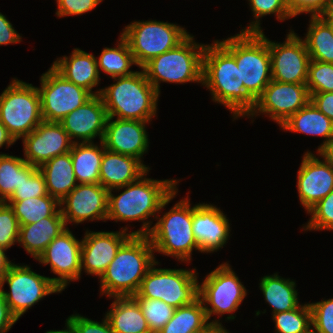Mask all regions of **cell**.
<instances>
[{"label": "cell", "mask_w": 333, "mask_h": 333, "mask_svg": "<svg viewBox=\"0 0 333 333\" xmlns=\"http://www.w3.org/2000/svg\"><path fill=\"white\" fill-rule=\"evenodd\" d=\"M148 173L149 170L136 181L109 190L106 221H143L140 229L131 232L132 235H148L153 223L148 218L156 219V213H160L178 193L179 179L156 180L147 178ZM122 189L125 190L118 195L112 193Z\"/></svg>", "instance_id": "6da1fadb"}, {"label": "cell", "mask_w": 333, "mask_h": 333, "mask_svg": "<svg viewBox=\"0 0 333 333\" xmlns=\"http://www.w3.org/2000/svg\"><path fill=\"white\" fill-rule=\"evenodd\" d=\"M202 85L209 89L212 101L231 111L234 120L247 117L255 107L241 82L235 58L217 40L205 46Z\"/></svg>", "instance_id": "7a4b0ae2"}, {"label": "cell", "mask_w": 333, "mask_h": 333, "mask_svg": "<svg viewBox=\"0 0 333 333\" xmlns=\"http://www.w3.org/2000/svg\"><path fill=\"white\" fill-rule=\"evenodd\" d=\"M148 235H131L99 278L100 295L133 297L150 267L156 262Z\"/></svg>", "instance_id": "3957f363"}, {"label": "cell", "mask_w": 333, "mask_h": 333, "mask_svg": "<svg viewBox=\"0 0 333 333\" xmlns=\"http://www.w3.org/2000/svg\"><path fill=\"white\" fill-rule=\"evenodd\" d=\"M141 70L114 77V84L101 88L100 96L108 117L145 122L156 117L160 95Z\"/></svg>", "instance_id": "277c9868"}, {"label": "cell", "mask_w": 333, "mask_h": 333, "mask_svg": "<svg viewBox=\"0 0 333 333\" xmlns=\"http://www.w3.org/2000/svg\"><path fill=\"white\" fill-rule=\"evenodd\" d=\"M217 41L235 58L245 91L256 101L272 80L270 52L264 32H239Z\"/></svg>", "instance_id": "5b68a950"}, {"label": "cell", "mask_w": 333, "mask_h": 333, "mask_svg": "<svg viewBox=\"0 0 333 333\" xmlns=\"http://www.w3.org/2000/svg\"><path fill=\"white\" fill-rule=\"evenodd\" d=\"M156 220L148 234L154 252L175 257L183 263H190L194 249L198 252L200 249L192 230V206L189 196L176 202L162 217L158 213Z\"/></svg>", "instance_id": "8992f818"}, {"label": "cell", "mask_w": 333, "mask_h": 333, "mask_svg": "<svg viewBox=\"0 0 333 333\" xmlns=\"http://www.w3.org/2000/svg\"><path fill=\"white\" fill-rule=\"evenodd\" d=\"M189 34L175 48L151 59L143 67L147 80L160 95V83L202 85L203 53L206 44L197 43Z\"/></svg>", "instance_id": "52a82bcc"}, {"label": "cell", "mask_w": 333, "mask_h": 333, "mask_svg": "<svg viewBox=\"0 0 333 333\" xmlns=\"http://www.w3.org/2000/svg\"><path fill=\"white\" fill-rule=\"evenodd\" d=\"M42 121L37 87L12 78L0 95V122L17 141L36 129Z\"/></svg>", "instance_id": "ba28073f"}, {"label": "cell", "mask_w": 333, "mask_h": 333, "mask_svg": "<svg viewBox=\"0 0 333 333\" xmlns=\"http://www.w3.org/2000/svg\"><path fill=\"white\" fill-rule=\"evenodd\" d=\"M159 263L156 260L147 271L133 298L158 299L174 308L191 304L198 298L199 276L196 268H156Z\"/></svg>", "instance_id": "9c48e42d"}, {"label": "cell", "mask_w": 333, "mask_h": 333, "mask_svg": "<svg viewBox=\"0 0 333 333\" xmlns=\"http://www.w3.org/2000/svg\"><path fill=\"white\" fill-rule=\"evenodd\" d=\"M189 34L177 23L157 20L133 21L121 33L127 40L139 69L151 59L175 48Z\"/></svg>", "instance_id": "30bf717a"}, {"label": "cell", "mask_w": 333, "mask_h": 333, "mask_svg": "<svg viewBox=\"0 0 333 333\" xmlns=\"http://www.w3.org/2000/svg\"><path fill=\"white\" fill-rule=\"evenodd\" d=\"M247 291L229 262H223L199 283L198 297L203 303L208 320L212 315L219 317L231 313L225 318L231 321L235 319L233 312L239 309Z\"/></svg>", "instance_id": "8fae6325"}, {"label": "cell", "mask_w": 333, "mask_h": 333, "mask_svg": "<svg viewBox=\"0 0 333 333\" xmlns=\"http://www.w3.org/2000/svg\"><path fill=\"white\" fill-rule=\"evenodd\" d=\"M9 291H4V284ZM0 290L11 313L19 320L34 304L44 297L62 290L49 278L32 271L30 266L12 263L2 279Z\"/></svg>", "instance_id": "7c38bea8"}, {"label": "cell", "mask_w": 333, "mask_h": 333, "mask_svg": "<svg viewBox=\"0 0 333 333\" xmlns=\"http://www.w3.org/2000/svg\"><path fill=\"white\" fill-rule=\"evenodd\" d=\"M42 117L44 121L60 122L93 95L83 87L68 81L52 65L40 77Z\"/></svg>", "instance_id": "4fadbf2b"}, {"label": "cell", "mask_w": 333, "mask_h": 333, "mask_svg": "<svg viewBox=\"0 0 333 333\" xmlns=\"http://www.w3.org/2000/svg\"><path fill=\"white\" fill-rule=\"evenodd\" d=\"M272 80L282 83L306 84L310 56L302 37L289 30L283 43L269 40Z\"/></svg>", "instance_id": "5bb4252c"}, {"label": "cell", "mask_w": 333, "mask_h": 333, "mask_svg": "<svg viewBox=\"0 0 333 333\" xmlns=\"http://www.w3.org/2000/svg\"><path fill=\"white\" fill-rule=\"evenodd\" d=\"M309 102L310 94L306 84L271 80L247 117L252 119L261 114L266 115L280 126Z\"/></svg>", "instance_id": "9a60e30c"}, {"label": "cell", "mask_w": 333, "mask_h": 333, "mask_svg": "<svg viewBox=\"0 0 333 333\" xmlns=\"http://www.w3.org/2000/svg\"><path fill=\"white\" fill-rule=\"evenodd\" d=\"M81 244L69 227L46 247L38 257L39 264L50 265L58 277H49L62 291L70 282L81 278Z\"/></svg>", "instance_id": "2e32d148"}, {"label": "cell", "mask_w": 333, "mask_h": 333, "mask_svg": "<svg viewBox=\"0 0 333 333\" xmlns=\"http://www.w3.org/2000/svg\"><path fill=\"white\" fill-rule=\"evenodd\" d=\"M109 190L101 184H78L60 201V209L66 226L87 221L106 222Z\"/></svg>", "instance_id": "e0dca14e"}, {"label": "cell", "mask_w": 333, "mask_h": 333, "mask_svg": "<svg viewBox=\"0 0 333 333\" xmlns=\"http://www.w3.org/2000/svg\"><path fill=\"white\" fill-rule=\"evenodd\" d=\"M317 156L305 152L297 171L299 201L306 212L333 190V166L319 153Z\"/></svg>", "instance_id": "ac0fdd59"}, {"label": "cell", "mask_w": 333, "mask_h": 333, "mask_svg": "<svg viewBox=\"0 0 333 333\" xmlns=\"http://www.w3.org/2000/svg\"><path fill=\"white\" fill-rule=\"evenodd\" d=\"M128 226L119 231L94 232L86 230L81 244V274L100 278L115 258L120 246L132 235Z\"/></svg>", "instance_id": "d6986e66"}, {"label": "cell", "mask_w": 333, "mask_h": 333, "mask_svg": "<svg viewBox=\"0 0 333 333\" xmlns=\"http://www.w3.org/2000/svg\"><path fill=\"white\" fill-rule=\"evenodd\" d=\"M24 160L40 167L52 158L70 152L73 146L60 122L42 121L36 129L22 138Z\"/></svg>", "instance_id": "ffe728a7"}, {"label": "cell", "mask_w": 333, "mask_h": 333, "mask_svg": "<svg viewBox=\"0 0 333 333\" xmlns=\"http://www.w3.org/2000/svg\"><path fill=\"white\" fill-rule=\"evenodd\" d=\"M219 207L197 203L192 207V230L201 253L222 249L230 239V223Z\"/></svg>", "instance_id": "44dd1931"}, {"label": "cell", "mask_w": 333, "mask_h": 333, "mask_svg": "<svg viewBox=\"0 0 333 333\" xmlns=\"http://www.w3.org/2000/svg\"><path fill=\"white\" fill-rule=\"evenodd\" d=\"M149 123L108 117L102 139L104 147L109 151L143 161V155L149 149V138L146 130V124Z\"/></svg>", "instance_id": "7402d4cb"}, {"label": "cell", "mask_w": 333, "mask_h": 333, "mask_svg": "<svg viewBox=\"0 0 333 333\" xmlns=\"http://www.w3.org/2000/svg\"><path fill=\"white\" fill-rule=\"evenodd\" d=\"M107 118L101 96L93 95L82 106L65 116L60 123L73 143H94L96 137L102 141Z\"/></svg>", "instance_id": "603a6c76"}, {"label": "cell", "mask_w": 333, "mask_h": 333, "mask_svg": "<svg viewBox=\"0 0 333 333\" xmlns=\"http://www.w3.org/2000/svg\"><path fill=\"white\" fill-rule=\"evenodd\" d=\"M52 66L68 81L85 88L92 95H100L101 89L92 91L101 81L96 57L92 53L74 48L69 57L57 58Z\"/></svg>", "instance_id": "cb8c5ba5"}, {"label": "cell", "mask_w": 333, "mask_h": 333, "mask_svg": "<svg viewBox=\"0 0 333 333\" xmlns=\"http://www.w3.org/2000/svg\"><path fill=\"white\" fill-rule=\"evenodd\" d=\"M139 159L104 149L99 184L111 190L136 181L150 167Z\"/></svg>", "instance_id": "d4e9b609"}, {"label": "cell", "mask_w": 333, "mask_h": 333, "mask_svg": "<svg viewBox=\"0 0 333 333\" xmlns=\"http://www.w3.org/2000/svg\"><path fill=\"white\" fill-rule=\"evenodd\" d=\"M67 228L59 209L53 216L42 218L36 223L20 225L18 243L37 260L53 239Z\"/></svg>", "instance_id": "484cf974"}, {"label": "cell", "mask_w": 333, "mask_h": 333, "mask_svg": "<svg viewBox=\"0 0 333 333\" xmlns=\"http://www.w3.org/2000/svg\"><path fill=\"white\" fill-rule=\"evenodd\" d=\"M284 131L320 136L324 141L318 153L333 138V122L310 101L279 126Z\"/></svg>", "instance_id": "4316f807"}, {"label": "cell", "mask_w": 333, "mask_h": 333, "mask_svg": "<svg viewBox=\"0 0 333 333\" xmlns=\"http://www.w3.org/2000/svg\"><path fill=\"white\" fill-rule=\"evenodd\" d=\"M105 313L114 333H152L140 305L133 297H113Z\"/></svg>", "instance_id": "83f0119b"}, {"label": "cell", "mask_w": 333, "mask_h": 333, "mask_svg": "<svg viewBox=\"0 0 333 333\" xmlns=\"http://www.w3.org/2000/svg\"><path fill=\"white\" fill-rule=\"evenodd\" d=\"M39 169L44 175L48 194L59 202L78 185L70 152L48 160Z\"/></svg>", "instance_id": "f1b7e54d"}, {"label": "cell", "mask_w": 333, "mask_h": 333, "mask_svg": "<svg viewBox=\"0 0 333 333\" xmlns=\"http://www.w3.org/2000/svg\"><path fill=\"white\" fill-rule=\"evenodd\" d=\"M212 325H223L220 319L209 321L198 297L191 304L175 309L172 318L157 333H204Z\"/></svg>", "instance_id": "f546056e"}, {"label": "cell", "mask_w": 333, "mask_h": 333, "mask_svg": "<svg viewBox=\"0 0 333 333\" xmlns=\"http://www.w3.org/2000/svg\"><path fill=\"white\" fill-rule=\"evenodd\" d=\"M259 288L265 302L272 308V314L294 310L299 304L296 282L290 278H282L278 273L263 276Z\"/></svg>", "instance_id": "4dcf8cb0"}, {"label": "cell", "mask_w": 333, "mask_h": 333, "mask_svg": "<svg viewBox=\"0 0 333 333\" xmlns=\"http://www.w3.org/2000/svg\"><path fill=\"white\" fill-rule=\"evenodd\" d=\"M104 149L102 141L98 145L94 143H73L70 156L78 184L99 183Z\"/></svg>", "instance_id": "1f68e13d"}, {"label": "cell", "mask_w": 333, "mask_h": 333, "mask_svg": "<svg viewBox=\"0 0 333 333\" xmlns=\"http://www.w3.org/2000/svg\"><path fill=\"white\" fill-rule=\"evenodd\" d=\"M303 40L311 60L333 63V31L322 16H310Z\"/></svg>", "instance_id": "d6a6232c"}, {"label": "cell", "mask_w": 333, "mask_h": 333, "mask_svg": "<svg viewBox=\"0 0 333 333\" xmlns=\"http://www.w3.org/2000/svg\"><path fill=\"white\" fill-rule=\"evenodd\" d=\"M117 43L115 47H105L100 56L96 58L99 74L103 71L104 74L114 78L128 76L136 72L130 70L132 65L137 66V64L127 40L120 34Z\"/></svg>", "instance_id": "836d02e7"}, {"label": "cell", "mask_w": 333, "mask_h": 333, "mask_svg": "<svg viewBox=\"0 0 333 333\" xmlns=\"http://www.w3.org/2000/svg\"><path fill=\"white\" fill-rule=\"evenodd\" d=\"M6 203L13 208L19 225L36 223L53 216L60 209V202L49 194L25 200H7Z\"/></svg>", "instance_id": "e575fe53"}, {"label": "cell", "mask_w": 333, "mask_h": 333, "mask_svg": "<svg viewBox=\"0 0 333 333\" xmlns=\"http://www.w3.org/2000/svg\"><path fill=\"white\" fill-rule=\"evenodd\" d=\"M27 162L18 156L0 154V202H6L22 182V167Z\"/></svg>", "instance_id": "d590c367"}, {"label": "cell", "mask_w": 333, "mask_h": 333, "mask_svg": "<svg viewBox=\"0 0 333 333\" xmlns=\"http://www.w3.org/2000/svg\"><path fill=\"white\" fill-rule=\"evenodd\" d=\"M276 333H303L312 327V312L309 303L300 304L294 310L272 315Z\"/></svg>", "instance_id": "8d00e7d4"}, {"label": "cell", "mask_w": 333, "mask_h": 333, "mask_svg": "<svg viewBox=\"0 0 333 333\" xmlns=\"http://www.w3.org/2000/svg\"><path fill=\"white\" fill-rule=\"evenodd\" d=\"M248 2L255 20L253 19L252 22H250L247 27H244V29H241L240 32H263L260 18L267 15L273 14L279 21L292 18L286 0H248Z\"/></svg>", "instance_id": "74e56055"}, {"label": "cell", "mask_w": 333, "mask_h": 333, "mask_svg": "<svg viewBox=\"0 0 333 333\" xmlns=\"http://www.w3.org/2000/svg\"><path fill=\"white\" fill-rule=\"evenodd\" d=\"M48 195L45 178L40 169L26 163L22 167V182L8 200H25Z\"/></svg>", "instance_id": "f35d334b"}, {"label": "cell", "mask_w": 333, "mask_h": 333, "mask_svg": "<svg viewBox=\"0 0 333 333\" xmlns=\"http://www.w3.org/2000/svg\"><path fill=\"white\" fill-rule=\"evenodd\" d=\"M141 307L149 329L152 333H157L174 315V307L162 300L152 298H134Z\"/></svg>", "instance_id": "ab89813d"}, {"label": "cell", "mask_w": 333, "mask_h": 333, "mask_svg": "<svg viewBox=\"0 0 333 333\" xmlns=\"http://www.w3.org/2000/svg\"><path fill=\"white\" fill-rule=\"evenodd\" d=\"M306 85L310 95L333 92V63L310 60Z\"/></svg>", "instance_id": "60d3db41"}, {"label": "cell", "mask_w": 333, "mask_h": 333, "mask_svg": "<svg viewBox=\"0 0 333 333\" xmlns=\"http://www.w3.org/2000/svg\"><path fill=\"white\" fill-rule=\"evenodd\" d=\"M307 213L310 219L303 226L304 231H333V190Z\"/></svg>", "instance_id": "b9f144b4"}, {"label": "cell", "mask_w": 333, "mask_h": 333, "mask_svg": "<svg viewBox=\"0 0 333 333\" xmlns=\"http://www.w3.org/2000/svg\"><path fill=\"white\" fill-rule=\"evenodd\" d=\"M19 228L13 208L6 202H0V247L7 250L17 244Z\"/></svg>", "instance_id": "7bdbcfd3"}, {"label": "cell", "mask_w": 333, "mask_h": 333, "mask_svg": "<svg viewBox=\"0 0 333 333\" xmlns=\"http://www.w3.org/2000/svg\"><path fill=\"white\" fill-rule=\"evenodd\" d=\"M312 327L318 333H333V298L309 303Z\"/></svg>", "instance_id": "ee69618b"}, {"label": "cell", "mask_w": 333, "mask_h": 333, "mask_svg": "<svg viewBox=\"0 0 333 333\" xmlns=\"http://www.w3.org/2000/svg\"><path fill=\"white\" fill-rule=\"evenodd\" d=\"M290 14L296 17L300 14L323 16L332 11V0H286Z\"/></svg>", "instance_id": "f6af8a7d"}, {"label": "cell", "mask_w": 333, "mask_h": 333, "mask_svg": "<svg viewBox=\"0 0 333 333\" xmlns=\"http://www.w3.org/2000/svg\"><path fill=\"white\" fill-rule=\"evenodd\" d=\"M66 321L72 326L75 333H114L105 316L102 322H97L75 313L70 315Z\"/></svg>", "instance_id": "bcb514c9"}, {"label": "cell", "mask_w": 333, "mask_h": 333, "mask_svg": "<svg viewBox=\"0 0 333 333\" xmlns=\"http://www.w3.org/2000/svg\"><path fill=\"white\" fill-rule=\"evenodd\" d=\"M103 0H56L57 17L77 16L83 15L86 12L92 11L102 3Z\"/></svg>", "instance_id": "7dc6e473"}, {"label": "cell", "mask_w": 333, "mask_h": 333, "mask_svg": "<svg viewBox=\"0 0 333 333\" xmlns=\"http://www.w3.org/2000/svg\"><path fill=\"white\" fill-rule=\"evenodd\" d=\"M22 36L14 29L11 22L0 12V46L17 44L22 41Z\"/></svg>", "instance_id": "c3c4849f"}, {"label": "cell", "mask_w": 333, "mask_h": 333, "mask_svg": "<svg viewBox=\"0 0 333 333\" xmlns=\"http://www.w3.org/2000/svg\"><path fill=\"white\" fill-rule=\"evenodd\" d=\"M310 101L333 122V92L313 93Z\"/></svg>", "instance_id": "681fc988"}, {"label": "cell", "mask_w": 333, "mask_h": 333, "mask_svg": "<svg viewBox=\"0 0 333 333\" xmlns=\"http://www.w3.org/2000/svg\"><path fill=\"white\" fill-rule=\"evenodd\" d=\"M17 321L0 290V333H7Z\"/></svg>", "instance_id": "f907efd6"}, {"label": "cell", "mask_w": 333, "mask_h": 333, "mask_svg": "<svg viewBox=\"0 0 333 333\" xmlns=\"http://www.w3.org/2000/svg\"><path fill=\"white\" fill-rule=\"evenodd\" d=\"M6 251L7 250L0 247V284H1L2 279L4 278V276L8 272L11 264L13 263L10 260H8V257L5 254Z\"/></svg>", "instance_id": "816d5d0a"}, {"label": "cell", "mask_w": 333, "mask_h": 333, "mask_svg": "<svg viewBox=\"0 0 333 333\" xmlns=\"http://www.w3.org/2000/svg\"><path fill=\"white\" fill-rule=\"evenodd\" d=\"M15 142L16 141L8 133L6 127L0 122V148H2L4 145L9 148Z\"/></svg>", "instance_id": "f5cc1de1"}, {"label": "cell", "mask_w": 333, "mask_h": 333, "mask_svg": "<svg viewBox=\"0 0 333 333\" xmlns=\"http://www.w3.org/2000/svg\"><path fill=\"white\" fill-rule=\"evenodd\" d=\"M318 153L333 166V138Z\"/></svg>", "instance_id": "db71d44e"}, {"label": "cell", "mask_w": 333, "mask_h": 333, "mask_svg": "<svg viewBox=\"0 0 333 333\" xmlns=\"http://www.w3.org/2000/svg\"><path fill=\"white\" fill-rule=\"evenodd\" d=\"M204 333H229V332L225 327H223V325H212Z\"/></svg>", "instance_id": "11a10c76"}, {"label": "cell", "mask_w": 333, "mask_h": 333, "mask_svg": "<svg viewBox=\"0 0 333 333\" xmlns=\"http://www.w3.org/2000/svg\"><path fill=\"white\" fill-rule=\"evenodd\" d=\"M65 327L64 330H49V331H46V333H75L72 326L67 322L65 321Z\"/></svg>", "instance_id": "9f6ffc18"}, {"label": "cell", "mask_w": 333, "mask_h": 333, "mask_svg": "<svg viewBox=\"0 0 333 333\" xmlns=\"http://www.w3.org/2000/svg\"><path fill=\"white\" fill-rule=\"evenodd\" d=\"M322 17L331 25L333 31V12L331 11L328 14L323 15Z\"/></svg>", "instance_id": "6f0895ef"}, {"label": "cell", "mask_w": 333, "mask_h": 333, "mask_svg": "<svg viewBox=\"0 0 333 333\" xmlns=\"http://www.w3.org/2000/svg\"><path fill=\"white\" fill-rule=\"evenodd\" d=\"M303 333H318L314 328L310 327L307 331Z\"/></svg>", "instance_id": "680465c9"}]
</instances>
